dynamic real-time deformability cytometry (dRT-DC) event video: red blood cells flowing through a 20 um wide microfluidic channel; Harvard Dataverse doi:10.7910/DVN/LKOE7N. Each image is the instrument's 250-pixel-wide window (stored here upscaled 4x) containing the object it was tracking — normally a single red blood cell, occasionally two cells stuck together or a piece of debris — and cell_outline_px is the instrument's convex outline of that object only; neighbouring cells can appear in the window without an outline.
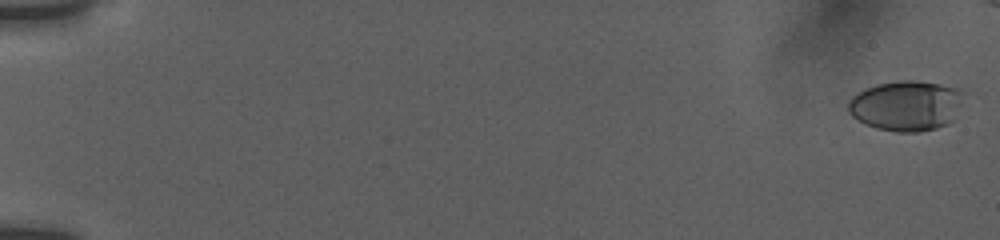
{"species": "human", "species_latin": "Homo sapiens", "temperature_condition": "room temperature", "stored_images_in_passage": 25, "camera_frame_rate_fps": 3000, "um_per_image_px": 0.085, "donor": {"sex": "female"}, "frame": {"image": 1, "passage_image": 1, "time_ms": 0.0, "image_size_px": [1000, 240], "cell_outline_px": [[968, 92], [952, 120], [948, 124], [936, 128], [920, 132], [896, 132], [876, 128], [864, 124], [852, 116], [848, 112], [848, 100], [852, 96], [864, 88], [876, 84], [900, 80], [916, 80], [940, 84], [960, 88]], "centroid_in_image_um": [77.05, 8.97], "position_along_channel_um": 7.9, "area_um2": 34.45}}
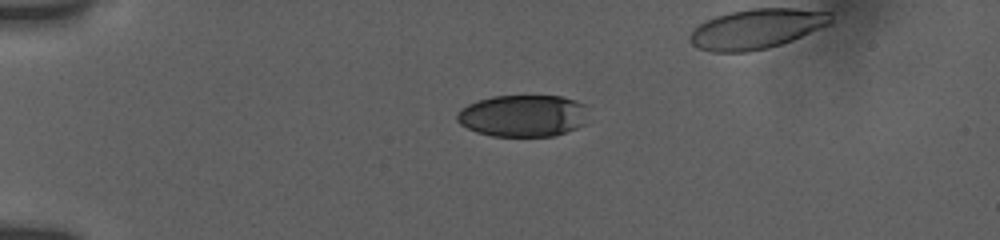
{"frame": {"image": 2, "passage_image": 17, "time_ms": 4.667, "image_size_px": [1000, 240], "cell_outline_px": [[584, 124], [576, 128], [552, 136], [492, 136], [476, 132], [460, 124], [456, 120], [456, 116], [460, 108], [468, 104], [492, 96], [560, 96], [576, 100], [584, 104]], "centroid_in_image_um": [44.4, 9.84], "position_along_channel_um": 40.6, "area_um2": 31.85}}